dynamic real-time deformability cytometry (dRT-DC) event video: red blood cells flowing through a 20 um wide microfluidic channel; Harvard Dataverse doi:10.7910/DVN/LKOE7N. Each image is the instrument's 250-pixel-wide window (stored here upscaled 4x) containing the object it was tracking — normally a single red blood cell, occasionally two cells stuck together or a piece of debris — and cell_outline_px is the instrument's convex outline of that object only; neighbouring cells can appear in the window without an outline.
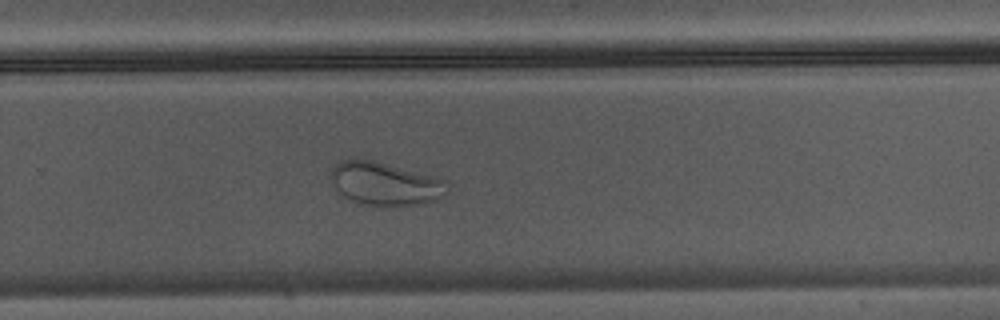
{"species": "Egyptian fruit bat (a non-hibernating species)", "species_latin": "Rousettus aegyptiacus", "temperature_condition": "warm", "stored_images_in_passage": 36, "camera_frame_rate_fps": 3000, "um_per_image_px": 0.085, "animal": {"sex": "male"}, "frame": {"image": 1, "passage_image": 21, "time_ms": 6.667, "image_size_px": [1000, 320], "cell_outline_px": [[452, 188], [444, 196], [436, 200], [420, 204], [388, 208], [368, 204], [352, 200], [344, 196], [332, 184], [328, 176], [332, 168], [340, 160], [356, 156], [436, 176], [448, 180]], "centroid_in_image_um": [32.77, 15.6], "position_along_channel_um": 297.0, "area_um2": 30.35}}